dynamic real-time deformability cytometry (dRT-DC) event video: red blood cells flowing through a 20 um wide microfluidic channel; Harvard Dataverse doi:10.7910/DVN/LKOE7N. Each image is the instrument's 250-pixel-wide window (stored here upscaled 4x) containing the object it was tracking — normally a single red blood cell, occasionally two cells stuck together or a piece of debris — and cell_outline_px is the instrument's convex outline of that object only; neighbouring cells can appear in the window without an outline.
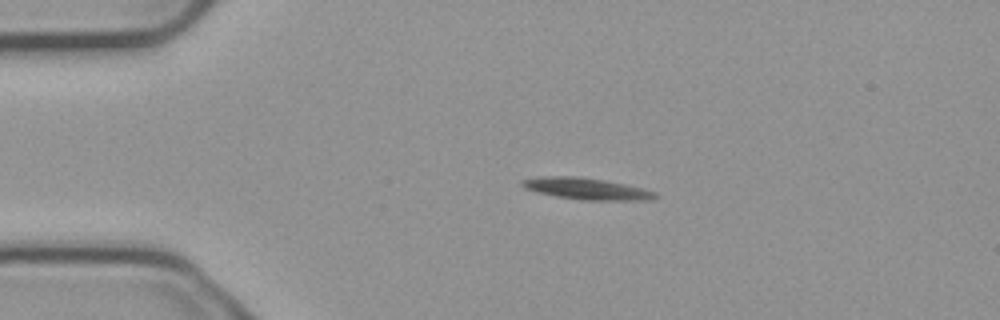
{"species": "common noctule bat (a hibernating species)", "species_latin": "Nyctalus noctula", "temperature_condition": "cold", "stored_images_in_passage": 2, "camera_frame_rate_fps": 3000, "um_per_image_px": 0.085, "animal": {"sex": "male", "body_mass_g": 23.1, "forearm_length_mm": 52.7}, "frame": {"image": 1, "passage_image": 1, "time_ms": 0.0, "image_size_px": [1000, 320], "cell_outline_px": [[656, 196], [652, 200], [584, 200], [556, 196], [536, 192], [524, 188], [520, 184], [520, 180], [536, 176], [580, 176], [604, 180], [644, 188], [656, 192]], "centroid_in_image_um": [49.8, 16.03], "position_along_channel_um": 35.2, "area_um2": 16.88}}